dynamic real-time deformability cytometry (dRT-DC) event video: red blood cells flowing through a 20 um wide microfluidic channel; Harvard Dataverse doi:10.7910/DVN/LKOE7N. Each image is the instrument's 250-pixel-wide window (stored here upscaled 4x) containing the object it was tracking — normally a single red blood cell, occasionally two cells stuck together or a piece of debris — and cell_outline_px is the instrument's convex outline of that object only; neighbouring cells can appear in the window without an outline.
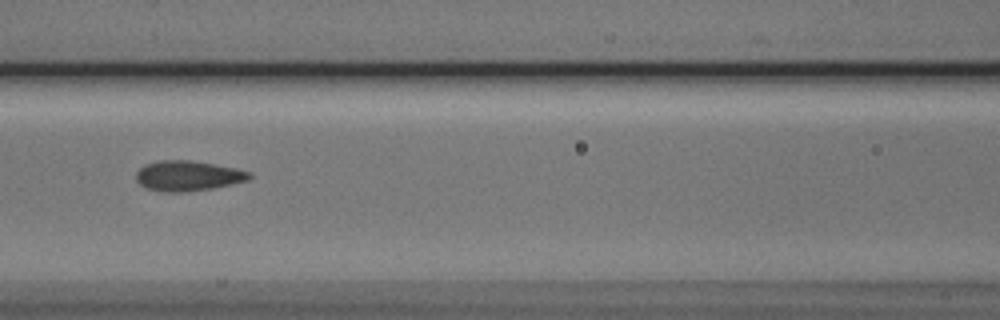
{"species": "Egyptian fruit bat (a non-hibernating species)", "species_latin": "Rousettus aegyptiacus", "temperature_condition": "cold", "stored_images_in_passage": 5, "camera_frame_rate_fps": 3000, "um_per_image_px": 0.085, "animal": {"sex": "male"}, "frame": {"image": 1, "passage_image": 3, "time_ms": 2.333, "image_size_px": [1000, 320], "cell_outline_px": [[252, 176], [248, 180], [232, 184], [212, 188], [184, 192], [164, 192], [144, 188], [136, 180], [136, 172], [140, 168], [148, 164], [160, 160], [192, 160], [236, 168], [252, 172]], "centroid_in_image_um": [15.98, 14.95], "position_along_channel_um": 150.6, "area_um2": 20.0}}
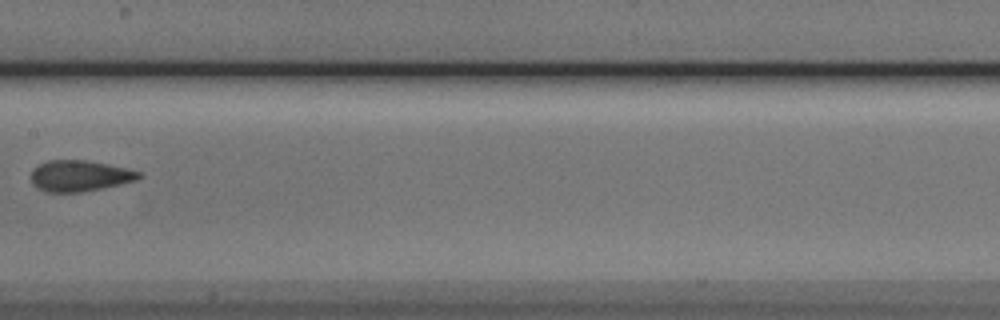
{"frame": {"image": 2, "passage_image": 4, "time_ms": 3.667, "image_size_px": [1000, 320], "cell_outline_px": [[140, 176], [136, 180], [100, 188], [80, 192], [44, 192], [36, 188], [32, 184], [32, 168], [48, 160], [84, 160], [108, 164], [140, 172]], "centroid_in_image_um": [6.7, 14.95], "position_along_channel_um": 200.7, "area_um2": 19.25}}
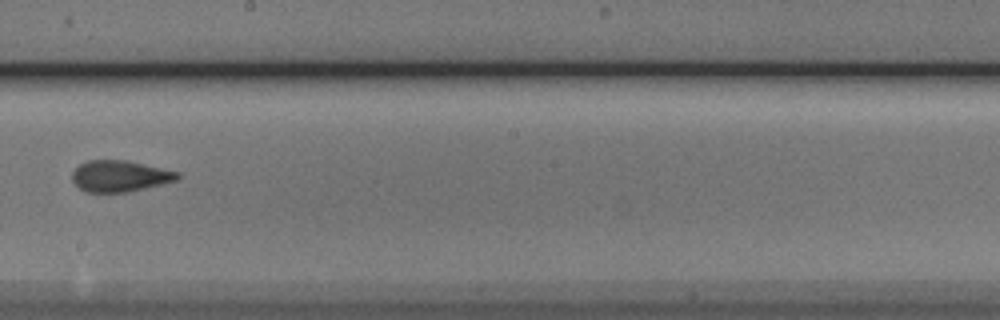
{"frame": {"image": 3, "passage_image": 5, "time_ms": 4.667, "image_size_px": [1000, 320], "cell_outline_px": [[180, 180], [128, 192], [84, 192], [72, 180], [72, 172], [80, 164], [88, 160], [124, 160], [180, 172]], "centroid_in_image_um": [10.21, 14.97], "position_along_channel_um": 238.0, "area_um2": 19.19}}